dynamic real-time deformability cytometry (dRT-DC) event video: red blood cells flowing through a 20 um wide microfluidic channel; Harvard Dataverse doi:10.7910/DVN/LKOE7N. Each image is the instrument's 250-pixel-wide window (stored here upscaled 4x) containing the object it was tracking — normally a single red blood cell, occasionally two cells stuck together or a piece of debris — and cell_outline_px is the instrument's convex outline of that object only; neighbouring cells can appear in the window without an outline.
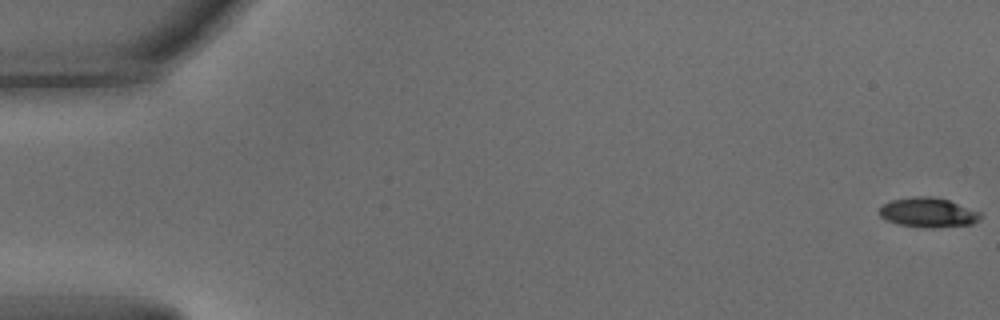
{"species": "common noctule bat (a hibernating species)", "species_latin": "Nyctalus noctula", "temperature_condition": "warm", "stored_images_in_passage": 53, "camera_frame_rate_fps": 3000, "um_per_image_px": 0.085, "animal": {"sex": "male", "body_mass_g": 15.6}, "frame": {"image": 1, "passage_image": 1, "time_ms": 0.0, "image_size_px": [1000, 320], "cell_outline_px": [[980, 220], [972, 224], [932, 228], [924, 228], [896, 224], [880, 216], [880, 204], [892, 200], [912, 196], [932, 196], [948, 200], [980, 212]], "centroid_in_image_um": [78.86, 18.06], "position_along_channel_um": 6.1, "area_um2": 17.51}}
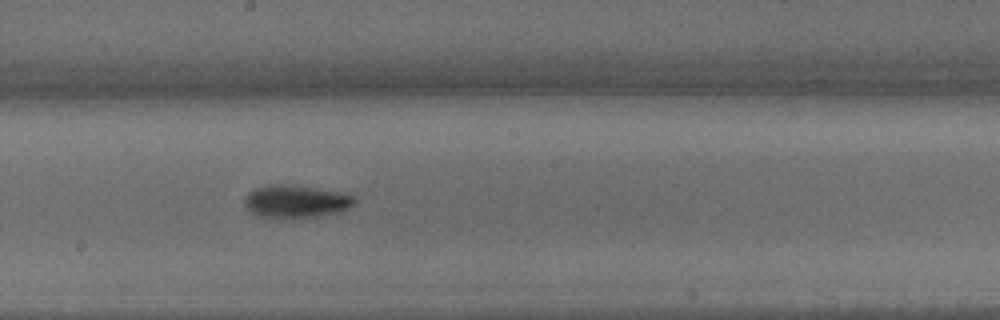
{"frame": {"image": 2, "passage_image": 30, "time_ms": 9.667, "image_size_px": [1000, 320], "cell_outline_px": [[356, 204], [340, 212], [316, 216], [284, 220], [256, 216], [244, 204], [244, 196], [248, 192], [256, 188], [272, 184], [280, 184], [312, 188], [336, 192], [356, 196]], "centroid_in_image_um": [25.12, 17.16], "position_along_channel_um": 223.1, "area_um2": 21.15}}
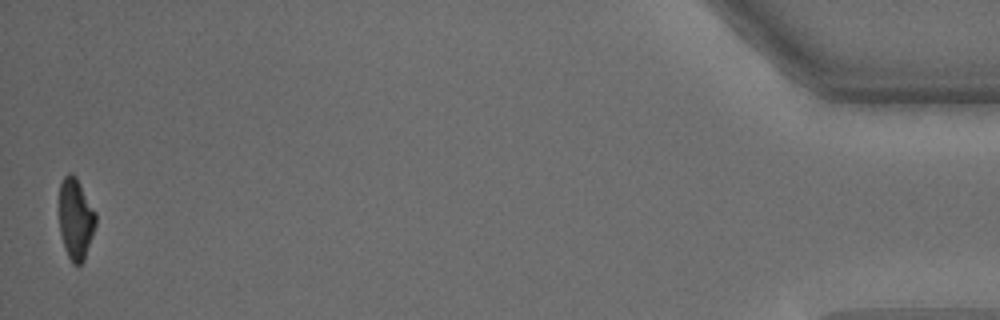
{"frame": {"image": 3, "passage_image": 53, "time_ms": 17.333, "image_size_px": [1000, 320], "cell_outline_px": [[96, 224], [84, 260], [80, 264], [72, 264], [64, 248], [60, 232], [60, 184], [64, 176], [68, 172], [72, 172], [76, 176], [96, 212]], "centroid_in_image_um": [6.44, 18.59], "position_along_channel_um": 428.8, "area_um2": 17.28}, "authors_computed_cell_mechanics": {"area_um2": 19.0162, "velocity_mm_per_s": 3.8668, "shape_relaxation_time_tau1_ms": 2.9396, "shape_relaxation_time_tau2_ms": 4.7925, "deformation_change_tau1": 0.1519, "deformation_change_tau2": 0.1334}}